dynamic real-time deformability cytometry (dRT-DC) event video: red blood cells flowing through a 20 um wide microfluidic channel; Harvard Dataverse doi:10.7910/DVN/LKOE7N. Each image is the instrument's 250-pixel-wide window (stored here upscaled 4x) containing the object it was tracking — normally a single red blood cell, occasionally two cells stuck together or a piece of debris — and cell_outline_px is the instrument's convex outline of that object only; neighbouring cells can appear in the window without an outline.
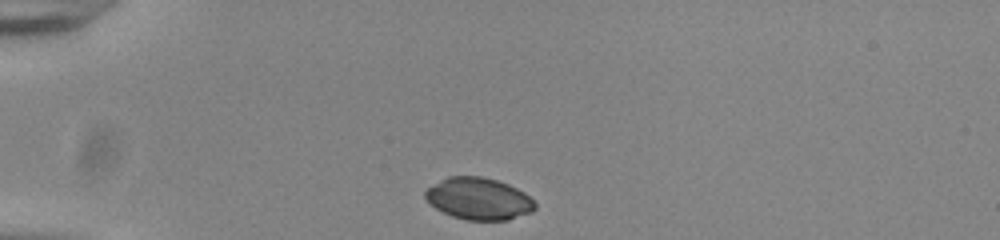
{"species": "common noctule bat (a hibernating species)", "species_latin": "Nyctalus noctula", "temperature_condition": "room temperature", "stored_images_in_passage": 33, "camera_frame_rate_fps": 3000, "um_per_image_px": 0.085, "animal": {"sex": "male", "body_mass_g": 20.0, "forearm_length_mm": 53.3}, "frame": {"image": 1, "passage_image": 1, "time_ms": 0.0, "image_size_px": [1000, 240], "cell_outline_px": [[536, 208], [532, 212], [508, 220], [468, 220], [452, 216], [436, 208], [424, 196], [424, 192], [428, 188], [448, 176], [480, 176], [496, 180], [508, 184], [524, 192], [536, 204]], "centroid_in_image_um": [40.71, 16.89], "position_along_channel_um": 44.3, "area_um2": 26.59}}
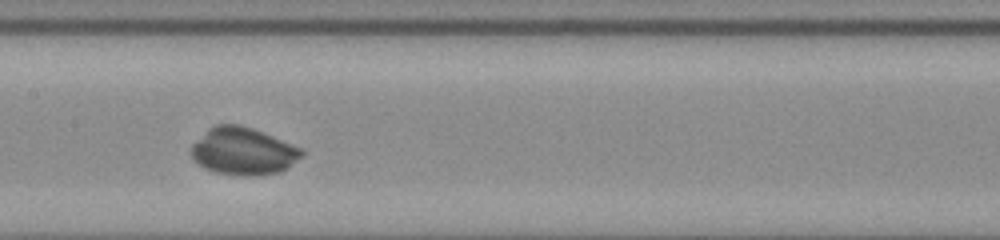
{"frame": {"image": 2, "passage_image": 15, "time_ms": 4.667, "image_size_px": [1000, 240], "cell_outline_px": [[304, 156], [288, 168], [280, 172], [256, 176], [244, 176], [216, 172], [204, 168], [192, 160], [192, 144], [208, 128], [216, 124], [240, 124], [264, 132], [300, 148], [304, 152]], "centroid_in_image_um": [20.68, 12.86], "position_along_channel_um": 186.7, "area_um2": 30.69}}
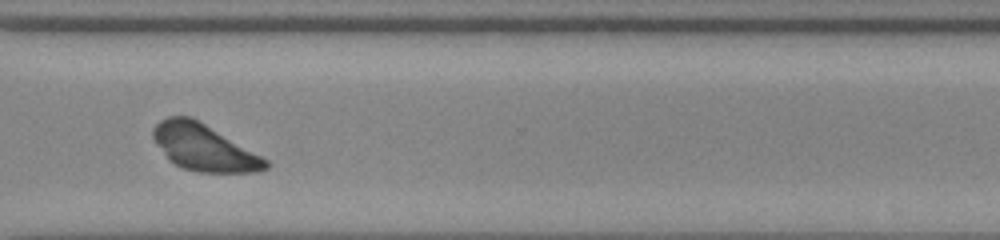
{"frame": {"image": 3, "passage_image": 28, "time_ms": 9.0, "image_size_px": [1000, 240], "cell_outline_px": [[272, 164], [268, 168], [252, 172], [196, 172], [184, 168], [168, 160], [156, 144], [152, 136], [152, 128], [160, 120], [168, 116], [192, 116], [268, 160]], "centroid_in_image_um": [17.3, 12.53], "position_along_channel_um": 353.3, "area_um2": 30.4}}